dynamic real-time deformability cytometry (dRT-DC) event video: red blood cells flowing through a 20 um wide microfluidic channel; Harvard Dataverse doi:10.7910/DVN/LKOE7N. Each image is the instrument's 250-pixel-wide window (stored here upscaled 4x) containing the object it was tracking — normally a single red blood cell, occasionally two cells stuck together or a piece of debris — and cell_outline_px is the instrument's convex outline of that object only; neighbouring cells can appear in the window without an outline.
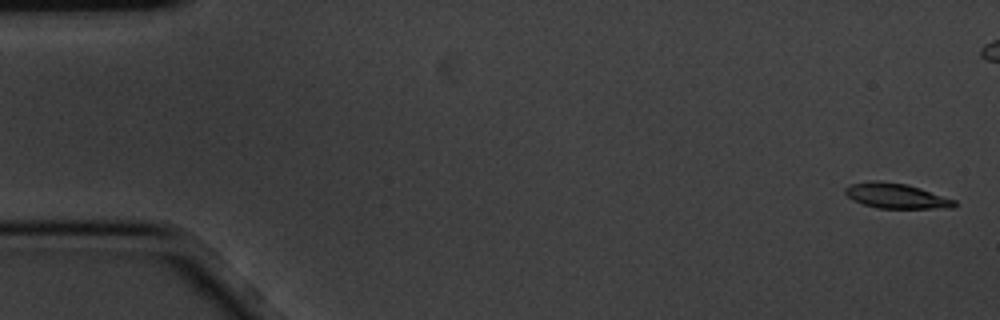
{"species": "common noctule bat (a hibernating species)", "species_latin": "Nyctalus noctula", "temperature_condition": "cold", "stored_images_in_passage": 12, "camera_frame_rate_fps": 3000, "um_per_image_px": 0.085, "animal": {"sex": "male", "body_mass_g": 20.1, "forearm_length_mm": 53.5}, "frame": {"image": 1, "passage_image": 1, "time_ms": 0.0, "image_size_px": [1000, 320], "cell_outline_px": [[956, 204], [952, 208], [876, 208], [852, 200], [844, 192], [844, 188], [848, 184], [868, 180], [880, 180], [908, 184], [956, 200]], "centroid_in_image_um": [76.13, 16.63], "position_along_channel_um": 8.9, "area_um2": 16.18}}
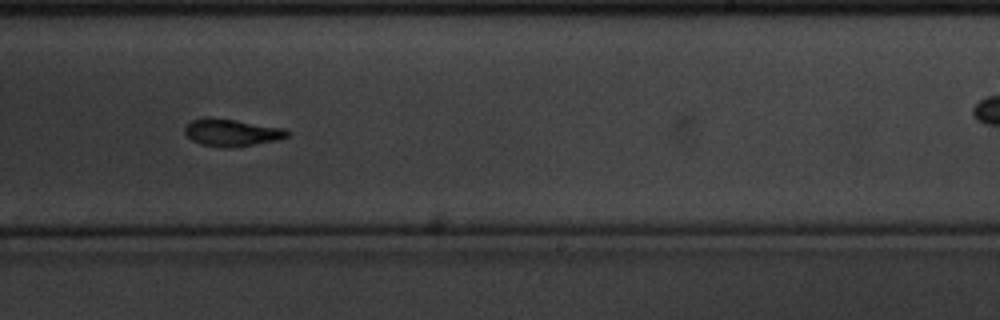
{"frame": {"image": 2, "passage_image": 10, "time_ms": 3.0, "image_size_px": [1000, 320], "cell_outline_px": [[292, 132], [288, 136], [276, 140], [232, 148], [228, 148], [200, 144], [192, 140], [184, 132], [184, 128], [192, 120], [208, 116], [236, 120], [284, 128]], "centroid_in_image_um": [19.69, 11.26], "position_along_channel_um": 269.3, "area_um2": 16.3}}
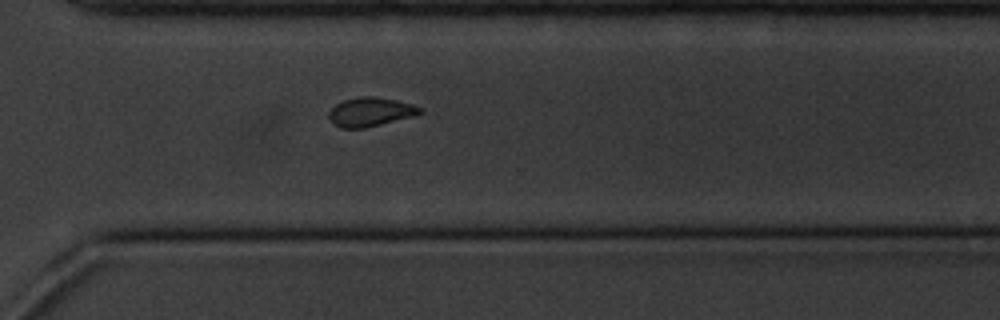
{"frame": {"image": 3, "passage_image": 12, "time_ms": 3.667, "image_size_px": [1000, 320], "cell_outline_px": [[424, 112], [416, 116], [364, 128], [340, 128], [332, 124], [328, 116], [328, 112], [336, 104], [344, 100], [360, 96], [376, 96], [396, 100], [412, 104], [420, 108]], "centroid_in_image_um": [31.48, 9.51], "position_along_channel_um": 339.1, "area_um2": 15.55}}